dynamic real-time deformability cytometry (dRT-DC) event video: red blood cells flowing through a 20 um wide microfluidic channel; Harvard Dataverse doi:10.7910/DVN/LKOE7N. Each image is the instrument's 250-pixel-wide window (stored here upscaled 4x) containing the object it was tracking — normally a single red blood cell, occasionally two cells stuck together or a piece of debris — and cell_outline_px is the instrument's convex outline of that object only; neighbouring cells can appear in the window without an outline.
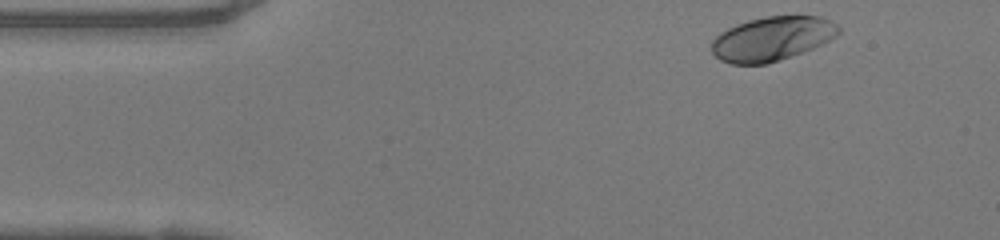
{"species": "human", "species_latin": "Homo sapiens", "temperature_condition": "warm", "stored_images_in_passage": 45, "camera_frame_rate_fps": 3000, "um_per_image_px": 0.085, "donor": {"sex": "female"}, "frame": {"image": 1, "passage_image": 1, "time_ms": 0.0, "image_size_px": [1000, 240], "cell_outline_px": [[840, 32], [836, 36], [812, 48], [768, 64], [732, 64], [720, 60], [712, 52], [712, 40], [720, 32], [736, 24], [748, 20], [768, 16], [820, 16], [840, 24]], "centroid_in_image_um": [65.62, 3.28], "position_along_channel_um": 19.4, "area_um2": 32.6}}
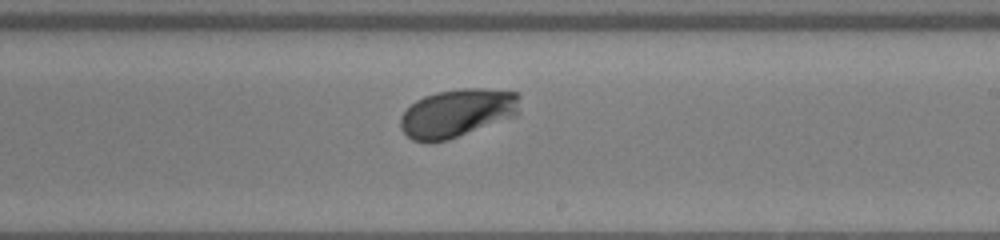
{"frame": {"image": 2, "passage_image": 24, "time_ms": 7.667, "image_size_px": [1000, 240], "cell_outline_px": [[520, 112], [516, 116], [448, 140], [428, 144], [412, 140], [400, 128], [400, 116], [416, 100], [424, 96], [436, 92], [460, 88], [488, 88], [520, 92]], "centroid_in_image_um": [38.9, 9.61], "position_along_channel_um": 250.1, "area_um2": 34.22}}
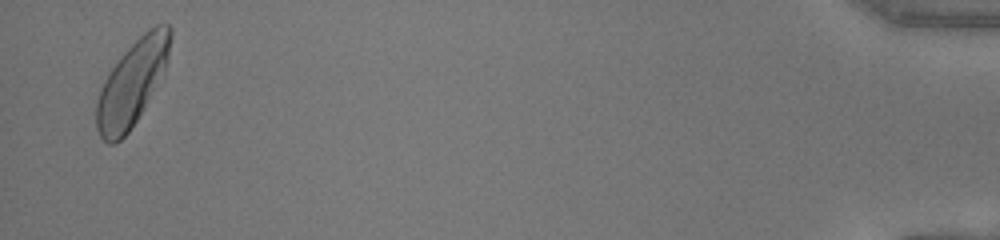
{"frame": {"image": 3, "passage_image": 44, "time_ms": 14.333, "image_size_px": [1000, 240], "cell_outline_px": [[172, 36], [168, 60], [164, 72], [136, 120], [128, 132], [116, 144], [108, 144], [100, 136], [96, 128], [96, 100], [100, 88], [104, 80], [116, 60], [144, 32], [156, 24], [168, 24], [172, 28]], "centroid_in_image_um": [11.22, 7.05], "position_along_channel_um": 424.0, "area_um2": 36.41}, "authors_computed_cell_mechanics": {"area_um2": 33.0616, "velocity_mm_per_s": 4.0464, "shape_relaxation_time_tau1_ms": 1.8635, "shape_relaxation_time_tau2_ms": null, "deformation_change_tau1": 0.1524, "deformation_change_tau2": null}}